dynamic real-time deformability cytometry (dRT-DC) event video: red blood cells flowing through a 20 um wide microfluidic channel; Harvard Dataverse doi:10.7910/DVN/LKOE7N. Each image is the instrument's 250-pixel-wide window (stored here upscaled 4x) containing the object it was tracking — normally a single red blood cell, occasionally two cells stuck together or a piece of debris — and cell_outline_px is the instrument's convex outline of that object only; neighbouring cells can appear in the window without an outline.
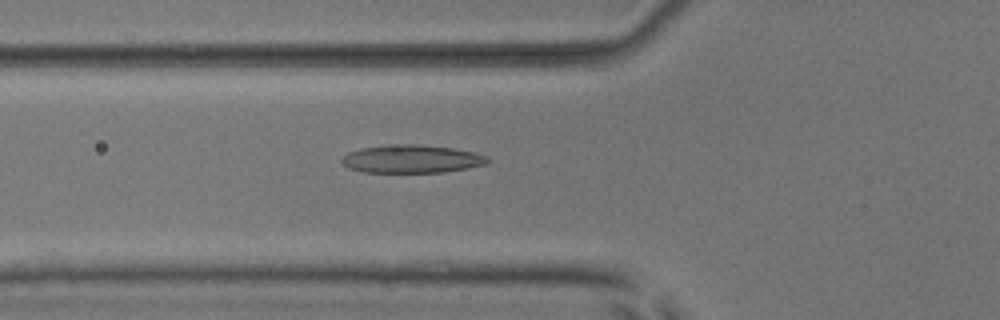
{"species": "common noctule bat (a hibernating species)", "species_latin": "Nyctalus noctula", "temperature_condition": "room temperature", "stored_images_in_passage": 31, "camera_frame_rate_fps": 3000, "um_per_image_px": 0.085, "animal": {"sex": "male", "body_mass_g": 17.9, "forearm_length_mm": 54.2}, "frame": {"image": 1, "passage_image": 6, "time_ms": 1.667, "image_size_px": [1000, 320], "cell_outline_px": [[488, 160], [484, 164], [468, 168], [444, 172], [364, 172], [348, 168], [340, 160], [348, 152], [360, 148], [388, 144], [416, 144], [452, 148], [476, 152], [488, 156]], "centroid_in_image_um": [34.97, 13.5], "position_along_channel_um": 90.8, "area_um2": 23.87}}
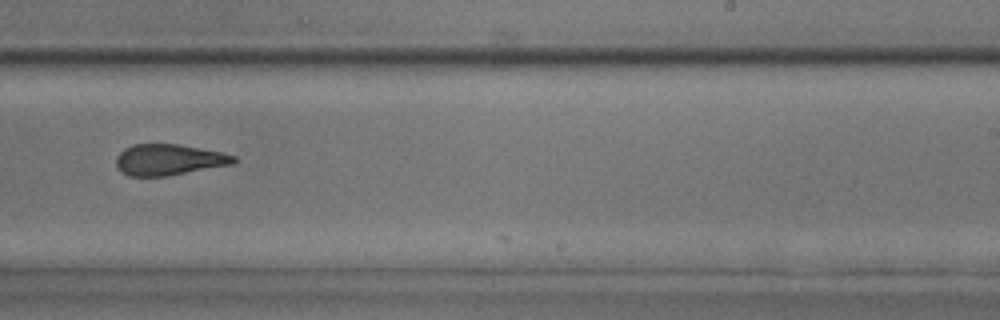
{"frame": {"image": 2, "passage_image": 20, "time_ms": 6.333, "image_size_px": [1000, 320], "cell_outline_px": [[236, 164], [168, 176], [128, 176], [120, 172], [116, 164], [116, 156], [124, 148], [132, 144], [180, 144], [220, 152], [236, 156]], "centroid_in_image_um": [14.35, 13.58], "position_along_channel_um": 274.6, "area_um2": 21.56}}
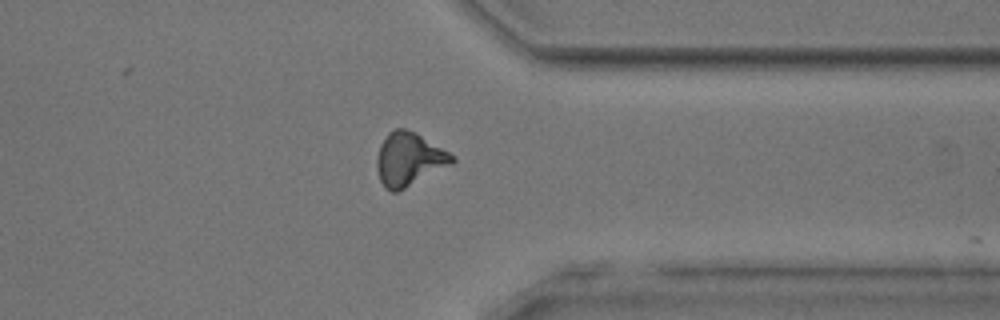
{"frame": {"image": 3, "passage_image": 28, "time_ms": 9.0, "image_size_px": [1000, 320], "cell_outline_px": [[456, 160], [452, 164], [396, 192], [392, 192], [384, 188], [380, 180], [376, 168], [376, 156], [380, 144], [388, 132], [396, 128], [404, 128], [416, 132], [456, 156]], "centroid_in_image_um": [34.75, 13.51], "position_along_channel_um": 376.7, "area_um2": 23.47}}